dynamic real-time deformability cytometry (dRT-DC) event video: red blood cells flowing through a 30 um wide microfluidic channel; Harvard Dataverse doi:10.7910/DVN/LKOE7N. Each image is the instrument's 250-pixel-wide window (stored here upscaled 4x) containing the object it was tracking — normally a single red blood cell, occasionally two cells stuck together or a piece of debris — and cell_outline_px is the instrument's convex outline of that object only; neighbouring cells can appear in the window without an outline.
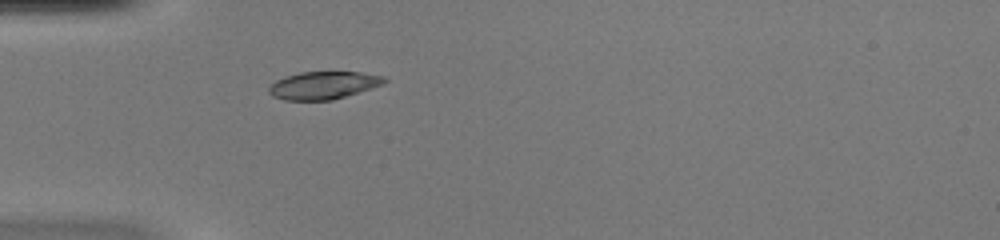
{"species": "common noctule bat (a hibernating species)", "species_latin": "Nyctalus noctula", "temperature_condition": "warm", "stored_images_in_passage": 36, "camera_frame_rate_fps": 3000, "um_per_image_px": 0.085, "animal": {"sex": "female", "body_mass_g": 20.0, "forearm_length_mm": 54.0}, "frame": {"image": 1, "passage_image": 1, "time_ms": 0.0, "image_size_px": [1000, 240], "cell_outline_px": [[388, 80], [384, 84], [332, 100], [284, 100], [272, 96], [268, 92], [268, 88], [276, 80], [284, 76], [300, 72], [360, 72], [384, 76]], "centroid_in_image_um": [27.47, 7.24], "position_along_channel_um": 57.5, "area_um2": 18.61}}
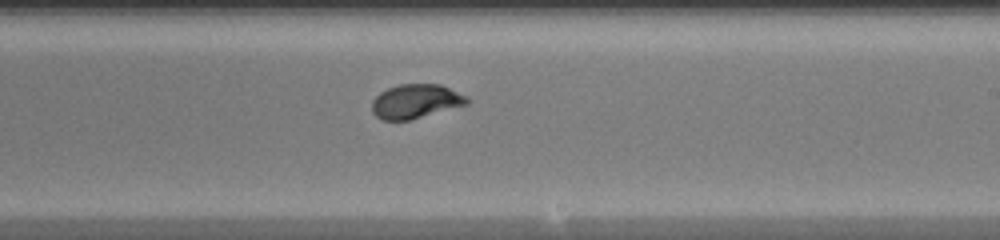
{"frame": {"image": 2, "passage_image": 16, "time_ms": 5.0, "image_size_px": [1000, 240], "cell_outline_px": [[468, 104], [412, 120], [380, 120], [372, 112], [372, 100], [380, 92], [388, 88], [400, 84], [440, 84], [468, 96]], "centroid_in_image_um": [35.33, 8.62], "position_along_channel_um": 253.7, "area_um2": 19.07}}
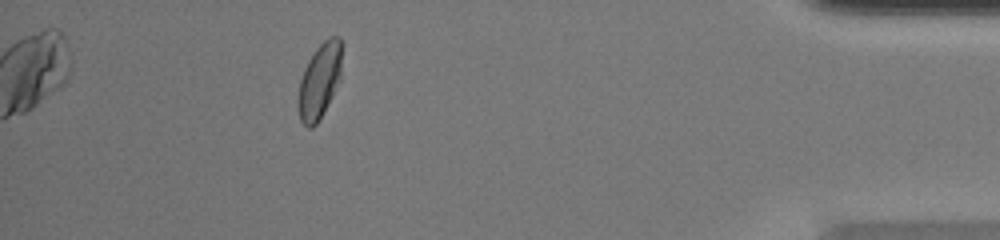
{"frame": {"image": 3, "passage_image": 31, "time_ms": 10.0, "image_size_px": [1000, 240], "cell_outline_px": [[340, 76], [316, 124], [312, 128], [308, 128], [300, 120], [296, 100], [296, 96], [300, 80], [304, 68], [308, 60], [316, 48], [328, 36], [340, 36]], "centroid_in_image_um": [27.09, 6.86], "position_along_channel_um": 408.1, "area_um2": 18.61}, "authors_computed_cell_mechanics": {"area_um2": 19.1607, "velocity_mm_per_s": 4.0747, "shape_relaxation_time_tau1_ms": 3.5162, "shape_relaxation_time_tau2_ms": null, "deformation_change_tau1": 0.1844, "deformation_change_tau2": null}}